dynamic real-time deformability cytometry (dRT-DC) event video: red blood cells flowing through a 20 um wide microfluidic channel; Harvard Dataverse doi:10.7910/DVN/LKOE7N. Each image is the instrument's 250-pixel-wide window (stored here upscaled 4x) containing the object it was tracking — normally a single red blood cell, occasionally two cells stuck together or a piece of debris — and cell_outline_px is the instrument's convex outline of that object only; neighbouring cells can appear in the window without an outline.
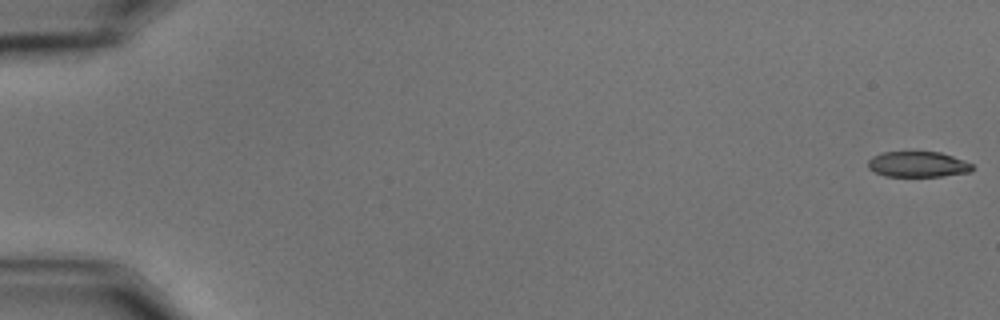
{"species": "common noctule bat (a hibernating species)", "species_latin": "Nyctalus noctula", "temperature_condition": "cold", "stored_images_in_passage": 59, "camera_frame_rate_fps": 3000, "um_per_image_px": 0.085, "animal": {"sex": "male", "body_mass_g": 15.6}, "frame": {"image": 1, "passage_image": 1, "time_ms": 0.0, "image_size_px": [1000, 320], "cell_outline_px": [[976, 168], [972, 172], [944, 176], [884, 176], [868, 168], [868, 160], [872, 156], [880, 152], [940, 152], [964, 160], [972, 164]], "centroid_in_image_um": [78.05, 13.97], "position_along_channel_um": 7.0, "area_um2": 15.72}}
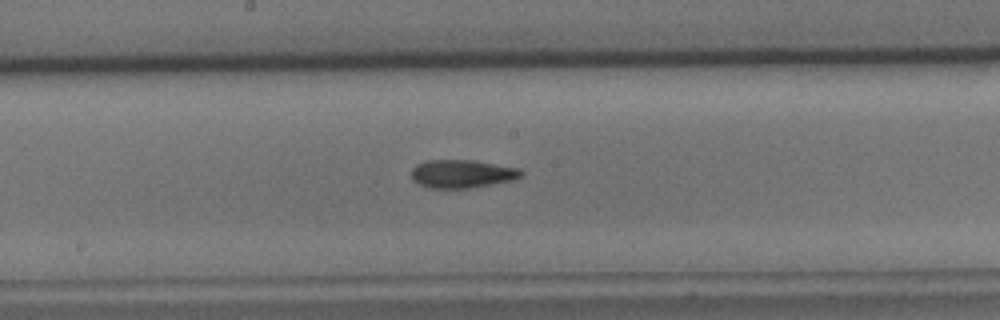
{"frame": {"image": 2, "passage_image": 32, "time_ms": 10.333, "image_size_px": [1000, 320], "cell_outline_px": [[524, 176], [512, 180], [492, 184], [468, 188], [428, 188], [412, 180], [412, 168], [416, 164], [424, 160], [472, 160], [520, 168], [524, 172]], "centroid_in_image_um": [39.28, 14.77], "position_along_channel_um": 208.9, "area_um2": 18.15}}
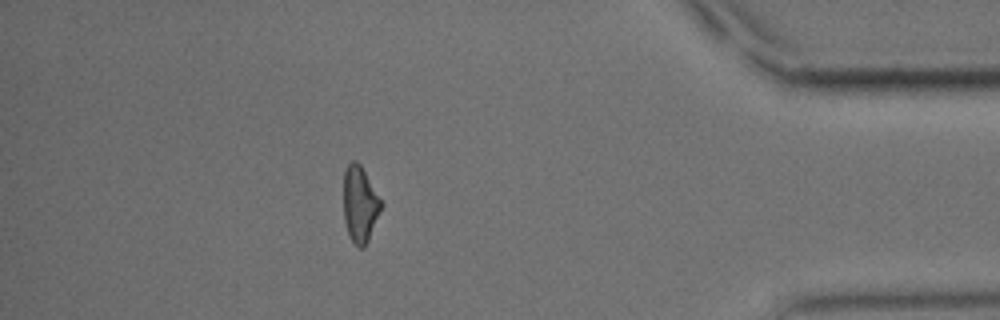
{"frame": {"image": 3, "passage_image": 52, "time_ms": 17.0, "image_size_px": [1000, 320], "cell_outline_px": [[384, 204], [368, 240], [364, 248], [360, 248], [352, 240], [348, 232], [344, 220], [344, 172], [348, 164], [352, 160], [356, 160], [360, 164]], "centroid_in_image_um": [30.61, 17.34], "position_along_channel_um": 404.6, "area_um2": 16.59}, "authors_computed_cell_mechanics": {"area_um2": 17.3978, "velocity_mm_per_s": 3.5079, "shape_relaxation_time_tau1_ms": 4.7008, "shape_relaxation_time_tau2_ms": 6.3328, "deformation_change_tau1": 0.1424, "deformation_change_tau2": 0.149}}